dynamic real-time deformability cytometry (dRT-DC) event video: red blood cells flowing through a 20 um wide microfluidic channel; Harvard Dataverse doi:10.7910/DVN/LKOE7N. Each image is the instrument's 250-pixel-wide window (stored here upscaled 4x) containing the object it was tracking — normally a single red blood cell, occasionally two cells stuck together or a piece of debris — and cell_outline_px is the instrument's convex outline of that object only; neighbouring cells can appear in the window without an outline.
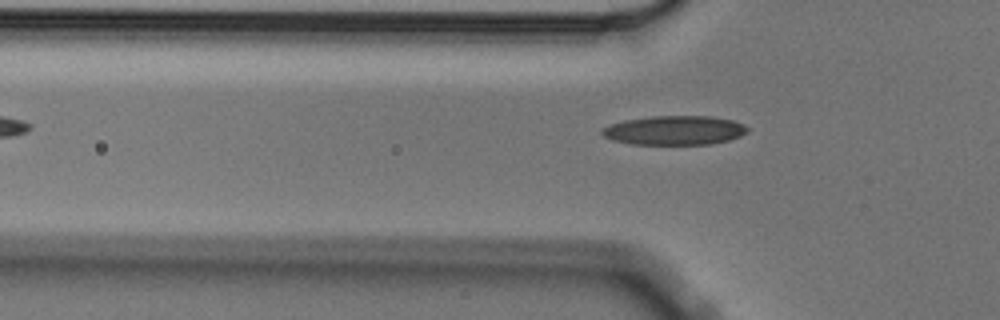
{"species": "Egyptian fruit bat (a non-hibernating species)", "species_latin": "Rousettus aegyptiacus", "temperature_condition": "cold", "stored_images_in_passage": 4, "camera_frame_rate_fps": 3000, "um_per_image_px": 0.085, "animal": {"sex": "male"}, "frame": {"image": 1, "passage_image": 4, "time_ms": 1.0, "image_size_px": [1000, 320], "cell_outline_px": [[748, 132], [740, 136], [728, 140], [712, 144], [632, 144], [612, 140], [604, 136], [600, 132], [604, 128], [612, 124], [624, 120], [652, 116], [712, 116], [732, 120], [744, 124], [748, 128]], "centroid_in_image_um": [57.36, 11.07], "position_along_channel_um": 68.4, "area_um2": 24.68}}